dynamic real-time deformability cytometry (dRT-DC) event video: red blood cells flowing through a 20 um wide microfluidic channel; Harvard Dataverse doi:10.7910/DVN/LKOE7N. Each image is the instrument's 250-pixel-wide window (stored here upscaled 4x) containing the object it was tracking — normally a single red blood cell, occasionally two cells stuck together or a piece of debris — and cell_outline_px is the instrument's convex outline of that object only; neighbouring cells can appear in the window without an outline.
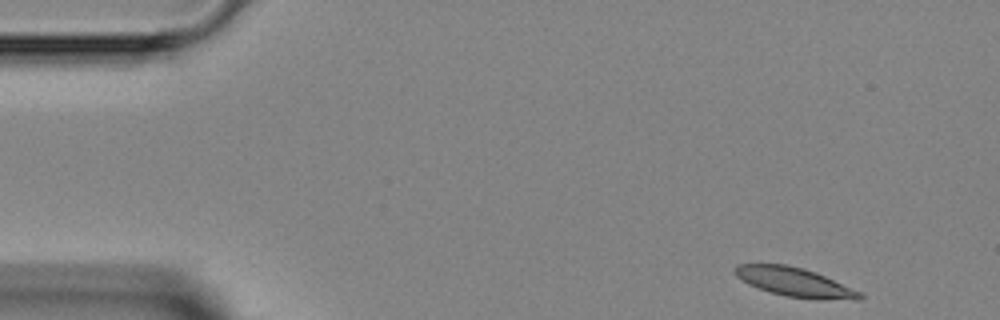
{"species": "Egyptian fruit bat (a non-hibernating species)", "species_latin": "Rousettus aegyptiacus", "temperature_condition": "room temperature", "stored_images_in_passage": 13, "camera_frame_rate_fps": 3000, "um_per_image_px": 0.085, "animal": {"sex": "female"}, "frame": {"image": 1, "passage_image": 1, "time_ms": 0.0, "image_size_px": [1000, 320], "cell_outline_px": [[864, 296], [860, 300], [820, 300], [788, 296], [772, 292], [748, 284], [736, 276], [732, 268], [736, 264], [784, 264], [804, 268], [816, 272], [860, 292]], "centroid_in_image_um": [67.55, 23.98], "position_along_channel_um": 17.5, "area_um2": 21.04}}
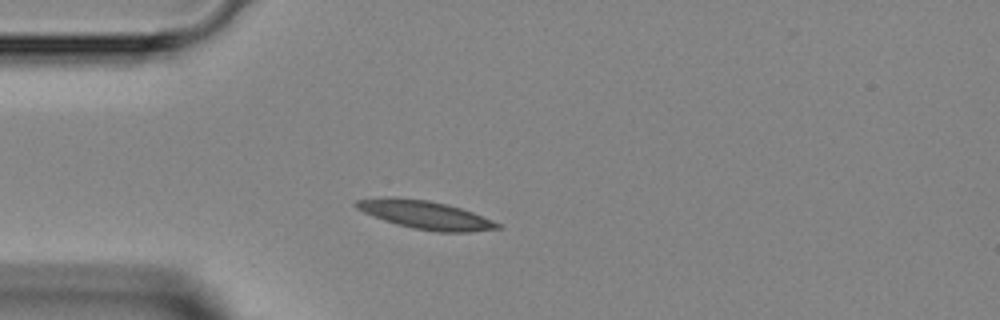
{"frame": {"image": 2, "passage_image": 9, "time_ms": 2.667, "image_size_px": [1000, 320], "cell_outline_px": [[504, 228], [472, 232], [440, 232], [412, 228], [396, 224], [384, 220], [364, 212], [356, 208], [352, 204], [356, 200], [388, 196], [392, 196], [428, 200], [448, 204], [472, 212], [492, 220], [500, 224]], "centroid_in_image_um": [36.15, 18.25], "position_along_channel_um": 48.9, "area_um2": 23.41}}
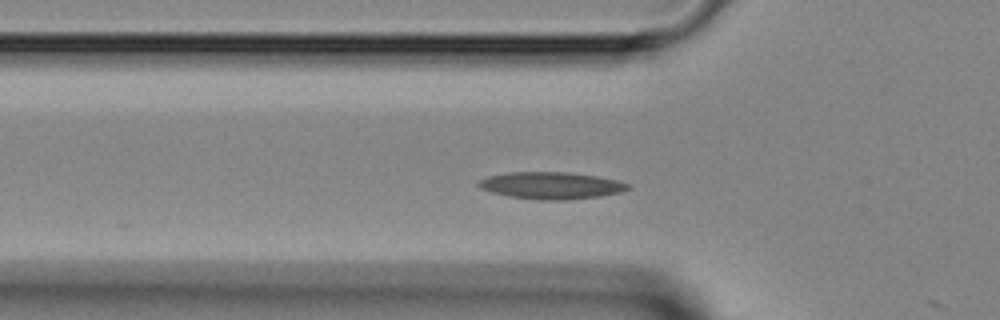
{"frame": {"image": 3, "passage_image": 12, "time_ms": 3.667, "image_size_px": [1000, 320], "cell_outline_px": [[632, 188], [620, 192], [600, 196], [564, 200], [540, 200], [508, 196], [492, 192], [480, 188], [476, 184], [480, 180], [488, 176], [508, 172], [568, 172], [596, 176], [616, 180], [632, 184]], "centroid_in_image_um": [46.86, 15.76], "position_along_channel_um": 78.9, "area_um2": 23.52}}